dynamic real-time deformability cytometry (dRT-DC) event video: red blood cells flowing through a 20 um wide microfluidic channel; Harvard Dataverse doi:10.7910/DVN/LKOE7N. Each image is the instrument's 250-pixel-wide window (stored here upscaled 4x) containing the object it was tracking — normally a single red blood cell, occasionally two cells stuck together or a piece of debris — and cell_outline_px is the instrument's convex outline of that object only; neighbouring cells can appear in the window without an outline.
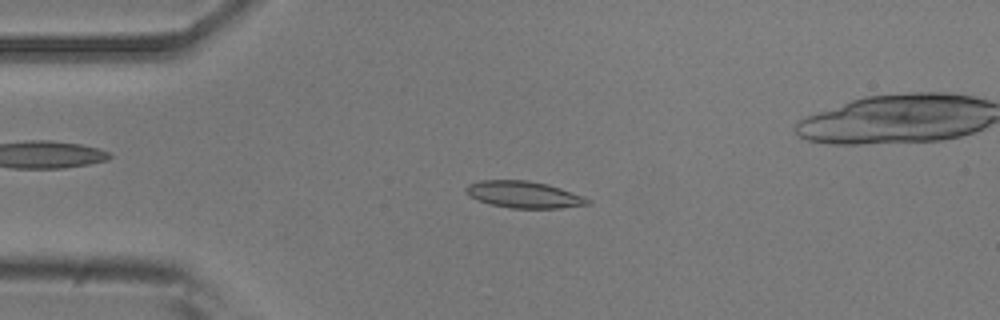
{"species": "common noctule bat (a hibernating species)", "species_latin": "Nyctalus noctula", "temperature_condition": "room temperature", "stored_images_in_passage": 7, "camera_frame_rate_fps": 3000, "um_per_image_px": 0.085, "animal": {"sex": "male", "body_mass_g": 20.5, "forearm_length_mm": 52.5}, "frame": {"image": 1, "passage_image": 3, "time_ms": 0.667, "image_size_px": [1000, 320], "cell_outline_px": [[592, 204], [560, 208], [512, 208], [492, 204], [468, 196], [464, 188], [468, 184], [480, 180], [528, 180], [548, 184], [584, 196], [592, 200]], "centroid_in_image_um": [44.56, 16.53], "position_along_channel_um": 40.4, "area_um2": 19.02}}
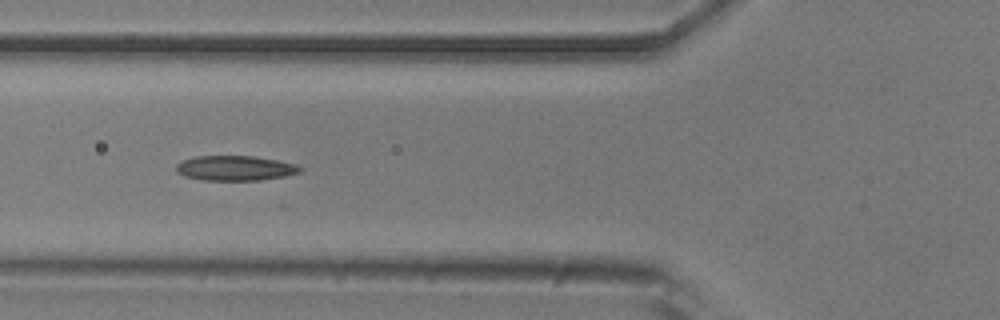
{"frame": {"image": 2, "passage_image": 5, "time_ms": 1.333, "image_size_px": [1000, 320], "cell_outline_px": [[304, 168], [300, 172], [284, 176], [260, 180], [204, 180], [184, 176], [176, 172], [176, 164], [180, 160], [196, 156], [252, 156], [276, 160], [296, 164]], "centroid_in_image_um": [19.96, 14.29], "position_along_channel_um": 105.8, "area_um2": 18.03}}
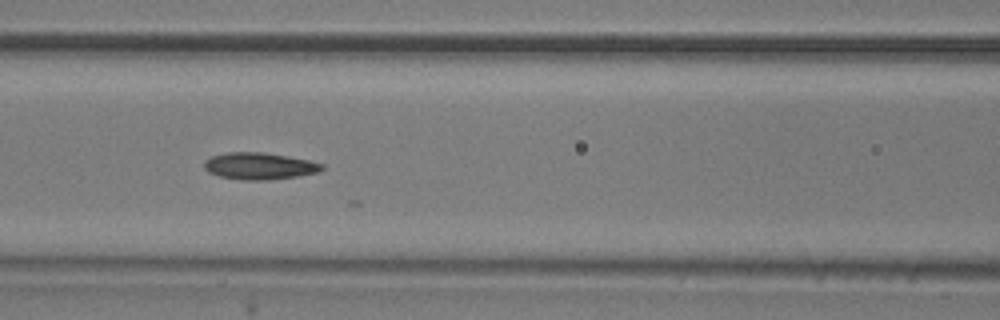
{"frame": {"image": 3, "passage_image": 6, "time_ms": 1.667, "image_size_px": [1000, 320], "cell_outline_px": [[324, 168], [320, 172], [296, 176], [268, 180], [240, 180], [220, 176], [208, 172], [204, 168], [204, 160], [212, 156], [228, 152], [260, 152], [288, 156], [308, 160], [324, 164]], "centroid_in_image_um": [22.04, 14.11], "position_along_channel_um": 144.6, "area_um2": 18.44}}